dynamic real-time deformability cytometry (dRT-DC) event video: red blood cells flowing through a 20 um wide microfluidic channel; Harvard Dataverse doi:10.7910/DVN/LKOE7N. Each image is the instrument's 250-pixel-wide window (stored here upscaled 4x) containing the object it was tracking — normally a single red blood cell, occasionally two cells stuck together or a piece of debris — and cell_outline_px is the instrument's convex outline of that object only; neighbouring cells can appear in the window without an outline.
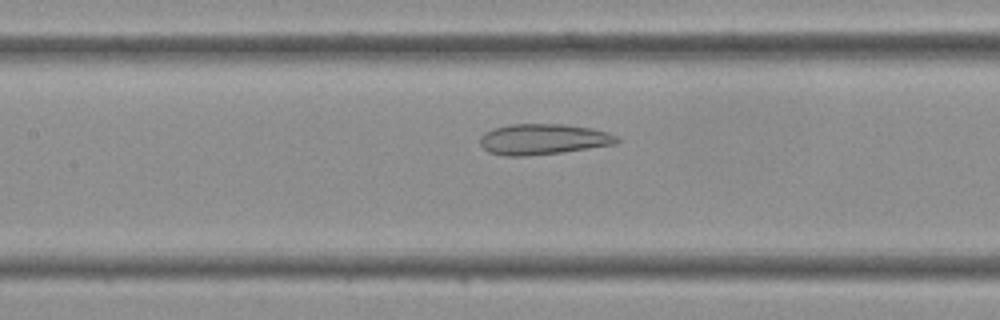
{"species": "Egyptian fruit bat (a non-hibernating species)", "species_latin": "Rousettus aegyptiacus", "temperature_condition": "cold", "stored_images_in_passage": 12, "camera_frame_rate_fps": 3000, "um_per_image_px": 0.085, "frame": {"image": 1, "passage_image": 10, "time_ms": 3.0, "image_size_px": [1000, 320], "cell_outline_px": [[620, 140], [616, 144], [560, 152], [524, 156], [504, 156], [488, 152], [480, 144], [480, 136], [484, 132], [492, 128], [512, 124], [564, 124], [592, 128], [608, 132], [620, 136]], "centroid_in_image_um": [46.17, 11.83], "position_along_channel_um": 161.2, "area_um2": 24.62}}